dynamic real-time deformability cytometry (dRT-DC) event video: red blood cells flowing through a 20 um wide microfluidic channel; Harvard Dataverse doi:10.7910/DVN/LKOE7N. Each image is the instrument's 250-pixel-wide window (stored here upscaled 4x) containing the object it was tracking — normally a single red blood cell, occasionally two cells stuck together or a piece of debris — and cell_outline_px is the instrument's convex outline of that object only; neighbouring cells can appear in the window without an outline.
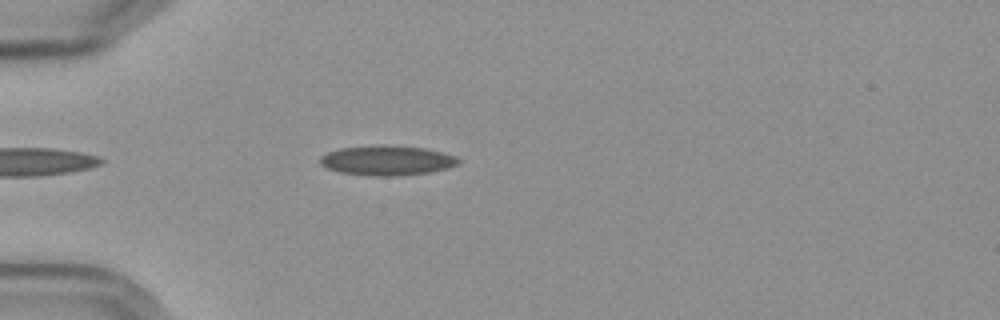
{"species": "Egyptian fruit bat (a non-hibernating species)", "species_latin": "Rousettus aegyptiacus", "temperature_condition": "cold", "stored_images_in_passage": 24, "camera_frame_rate_fps": 3000, "um_per_image_px": 0.085, "frame": {"image": 1, "passage_image": 5, "time_ms": 1.333, "image_size_px": [1000, 320], "cell_outline_px": [[460, 160], [456, 164], [448, 168], [428, 172], [392, 176], [376, 176], [340, 172], [328, 168], [320, 164], [320, 156], [328, 152], [340, 148], [424, 148], [444, 152], [456, 156]], "centroid_in_image_um": [32.91, 13.68], "position_along_channel_um": 52.1, "area_um2": 22.72}}
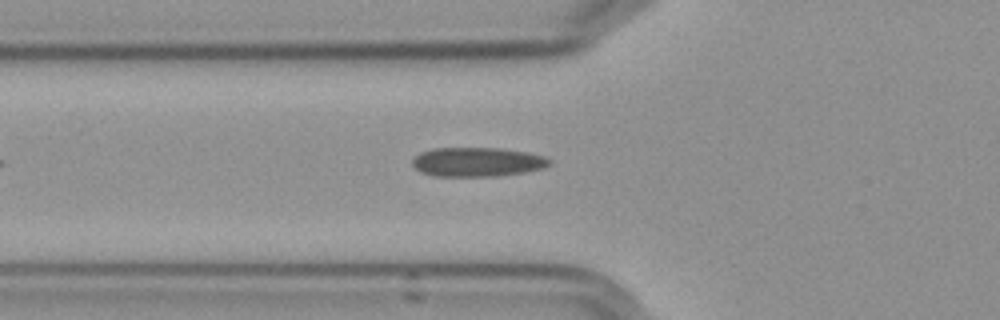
{"frame": {"image": 2, "passage_image": 9, "time_ms": 2.667, "image_size_px": [1000, 320], "cell_outline_px": [[552, 160], [548, 164], [540, 168], [524, 172], [496, 176], [432, 176], [420, 172], [412, 164], [412, 160], [420, 152], [432, 148], [500, 148], [528, 152], [544, 156]], "centroid_in_image_um": [40.53, 13.76], "position_along_channel_um": 85.3, "area_um2": 23.29}}
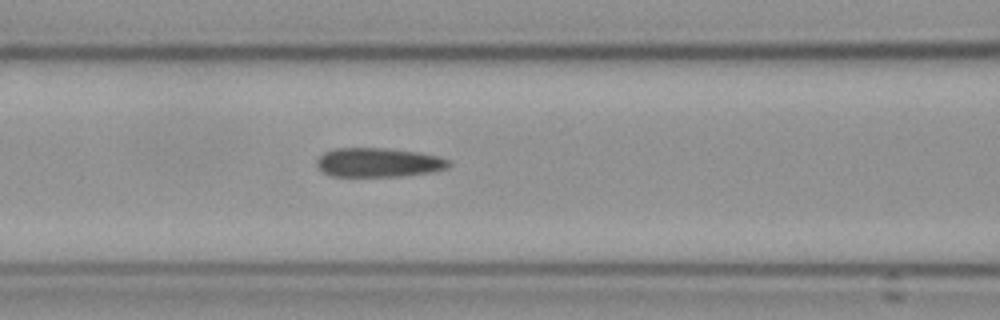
{"frame": {"image": 3, "passage_image": 13, "time_ms": 4.0, "image_size_px": [1000, 320], "cell_outline_px": [[452, 164], [448, 168], [432, 172], [404, 176], [332, 176], [324, 172], [316, 164], [316, 160], [324, 152], [336, 148], [384, 148], [416, 152], [436, 156], [448, 160]], "centroid_in_image_um": [32.17, 13.81], "position_along_channel_um": 134.4, "area_um2": 22.31}}